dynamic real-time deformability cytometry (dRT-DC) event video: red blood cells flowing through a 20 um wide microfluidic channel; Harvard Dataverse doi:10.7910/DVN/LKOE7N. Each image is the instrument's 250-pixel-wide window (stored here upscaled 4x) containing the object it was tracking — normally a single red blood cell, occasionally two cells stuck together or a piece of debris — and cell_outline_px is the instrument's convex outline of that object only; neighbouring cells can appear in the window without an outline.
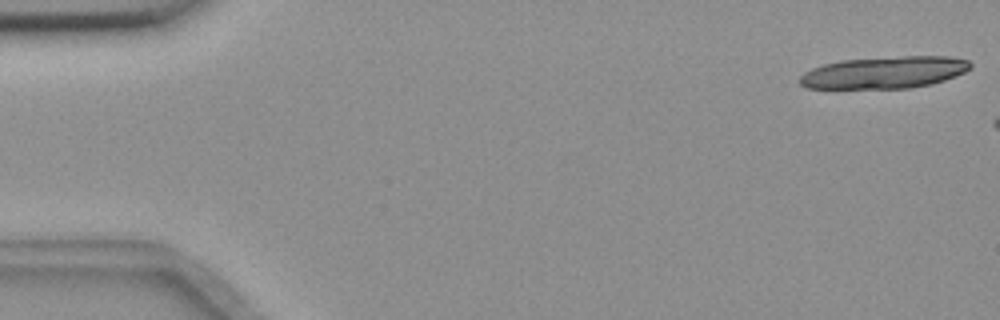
{"species": "common noctule bat (a hibernating species)", "species_latin": "Nyctalus noctula", "temperature_condition": "room temperature", "stored_images_in_passage": 7, "camera_frame_rate_fps": 3000, "um_per_image_px": 0.085, "animal": {"sex": "female", "body_mass_g": 18.4}, "frame": {"image": 1, "passage_image": 1, "time_ms": 0.0, "image_size_px": [1000, 320], "cell_outline_px": [[972, 68], [964, 72], [944, 80], [932, 84], [912, 88], [808, 88], [800, 84], [800, 76], [804, 72], [812, 68], [824, 64], [840, 60], [904, 56], [948, 56], [968, 60], [972, 64]], "centroid_in_image_um": [75.19, 6.15], "position_along_channel_um": 9.8, "area_um2": 31.79}}